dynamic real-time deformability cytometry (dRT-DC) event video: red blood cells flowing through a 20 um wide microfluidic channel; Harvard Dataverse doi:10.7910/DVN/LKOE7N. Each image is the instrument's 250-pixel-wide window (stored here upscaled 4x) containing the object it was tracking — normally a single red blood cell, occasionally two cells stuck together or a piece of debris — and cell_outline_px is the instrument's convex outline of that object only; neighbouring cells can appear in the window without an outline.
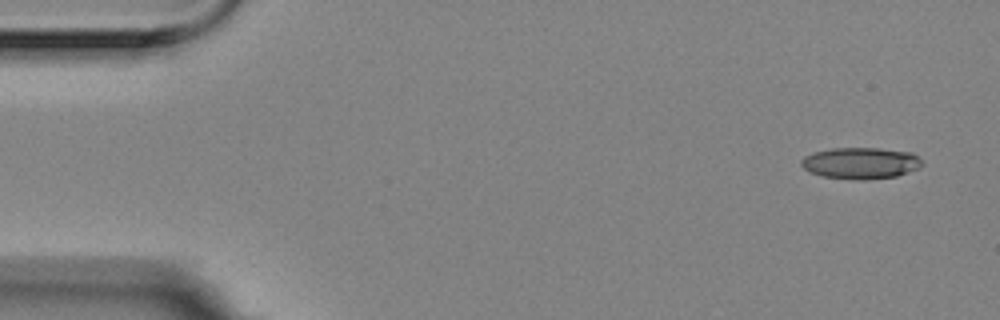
{"species": "Egyptian fruit bat (a non-hibernating species)", "species_latin": "Rousettus aegyptiacus", "temperature_condition": "room temperature", "stored_images_in_passage": 5, "camera_frame_rate_fps": 3000, "um_per_image_px": 0.085, "animal": {"sex": "female"}, "frame": {"image": 1, "passage_image": 1, "time_ms": 0.0, "image_size_px": [1000, 320], "cell_outline_px": [[924, 164], [920, 168], [896, 176], [864, 180], [856, 180], [824, 176], [812, 172], [804, 168], [800, 164], [800, 160], [804, 156], [816, 152], [832, 148], [880, 148], [912, 152]], "centroid_in_image_um": [73.18, 13.86], "position_along_channel_um": 11.8, "area_um2": 22.08}}
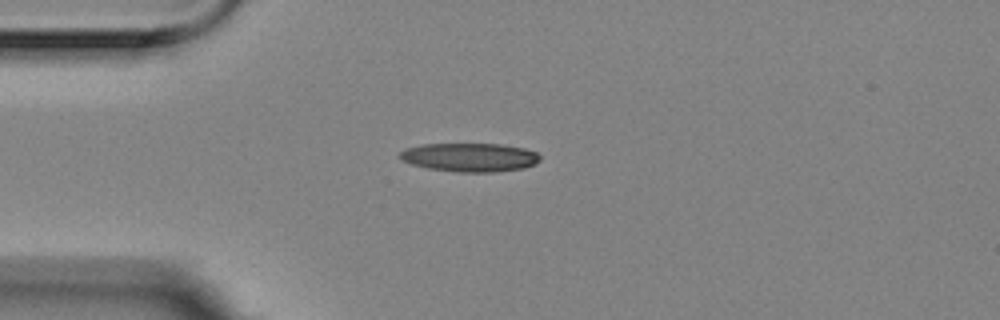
{"frame": {"image": 2, "passage_image": 4, "time_ms": 1.0, "image_size_px": [1000, 320], "cell_outline_px": [[540, 160], [536, 164], [524, 168], [492, 172], [456, 172], [428, 168], [412, 164], [400, 160], [400, 152], [404, 148], [424, 144], [500, 144], [524, 148], [536, 152], [540, 156]], "centroid_in_image_um": [39.93, 13.37], "position_along_channel_um": 45.1, "area_um2": 23.47}}
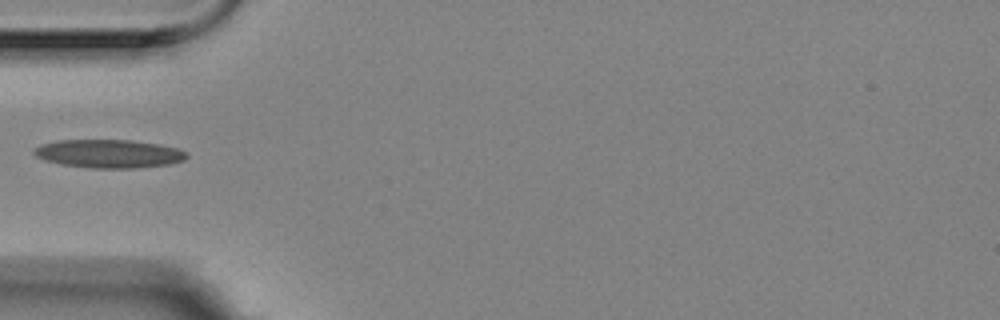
{"frame": {"image": 3, "passage_image": 5, "time_ms": 1.333, "image_size_px": [1000, 320], "cell_outline_px": [[188, 156], [184, 160], [168, 164], [132, 168], [92, 168], [60, 164], [44, 160], [36, 156], [32, 152], [40, 144], [56, 140], [132, 140], [160, 144], [176, 148], [188, 152]], "centroid_in_image_um": [9.24, 13.06], "position_along_channel_um": 75.8, "area_um2": 25.26}}